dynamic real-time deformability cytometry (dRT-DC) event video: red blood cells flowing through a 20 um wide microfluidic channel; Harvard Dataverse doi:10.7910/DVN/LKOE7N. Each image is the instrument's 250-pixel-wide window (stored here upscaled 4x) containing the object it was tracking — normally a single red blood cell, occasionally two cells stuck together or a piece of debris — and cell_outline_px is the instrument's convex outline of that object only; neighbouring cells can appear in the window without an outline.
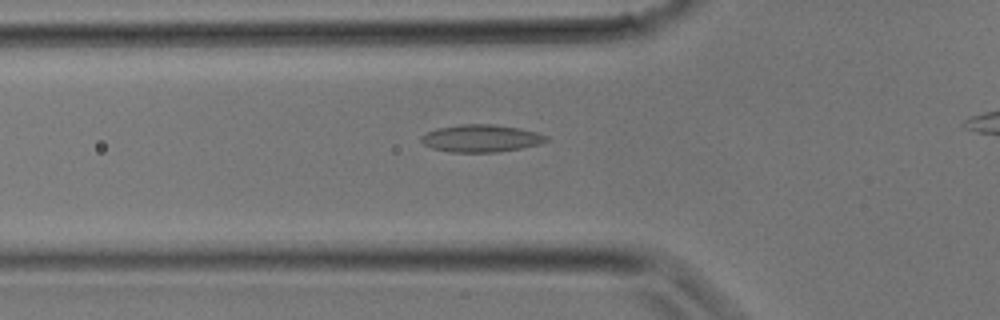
{"species": "common noctule bat (a hibernating species)", "species_latin": "Nyctalus noctula", "temperature_condition": "room temperature", "stored_images_in_passage": 23, "camera_frame_rate_fps": 3000, "um_per_image_px": 0.085, "animal": {"sex": "male", "body_mass_g": 17.9}, "frame": {"image": 1, "passage_image": 8, "time_ms": 2.333, "image_size_px": [1000, 320], "cell_outline_px": [[548, 140], [540, 144], [520, 148], [496, 152], [452, 152], [432, 148], [424, 144], [420, 140], [420, 136], [428, 132], [440, 128], [460, 124], [492, 124], [520, 128], [536, 132], [548, 136]], "centroid_in_image_um": [40.9, 11.76], "position_along_channel_um": 84.9, "area_um2": 19.83}}
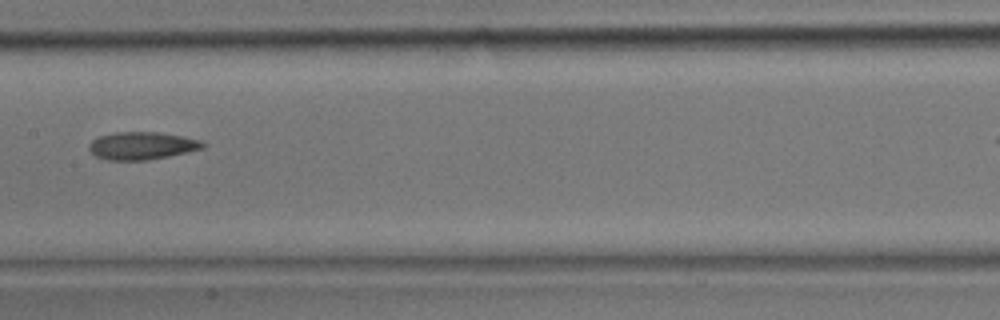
{"frame": {"image": 2, "passage_image": 13, "time_ms": 4.0, "image_size_px": [1000, 320], "cell_outline_px": [[208, 144], [204, 148], [168, 156], [148, 160], [108, 160], [96, 156], [88, 148], [88, 144], [92, 140], [100, 136], [116, 132], [156, 132], [184, 136], [200, 140]], "centroid_in_image_um": [12.08, 12.38], "position_along_channel_um": 195.3, "area_um2": 18.32}}
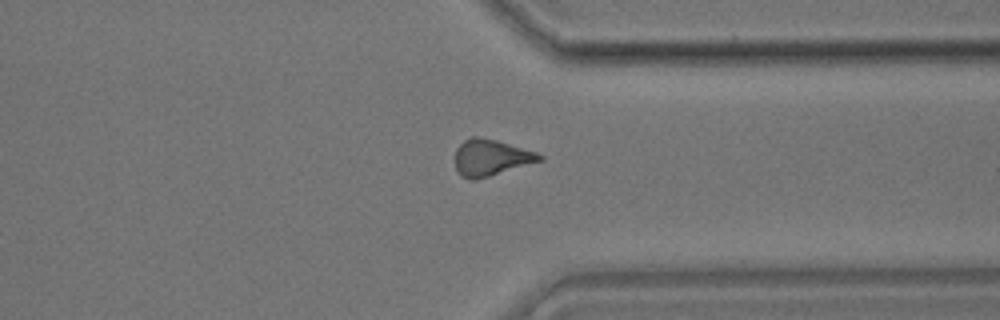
{"frame": {"image": 3, "passage_image": 21, "time_ms": 6.667, "image_size_px": [1000, 320], "cell_outline_px": [[544, 160], [476, 180], [472, 180], [460, 176], [456, 172], [456, 148], [464, 140], [472, 136], [476, 136], [496, 140], [536, 152], [544, 156]], "centroid_in_image_um": [41.72, 13.41], "position_along_channel_um": 369.7, "area_um2": 17.92}}